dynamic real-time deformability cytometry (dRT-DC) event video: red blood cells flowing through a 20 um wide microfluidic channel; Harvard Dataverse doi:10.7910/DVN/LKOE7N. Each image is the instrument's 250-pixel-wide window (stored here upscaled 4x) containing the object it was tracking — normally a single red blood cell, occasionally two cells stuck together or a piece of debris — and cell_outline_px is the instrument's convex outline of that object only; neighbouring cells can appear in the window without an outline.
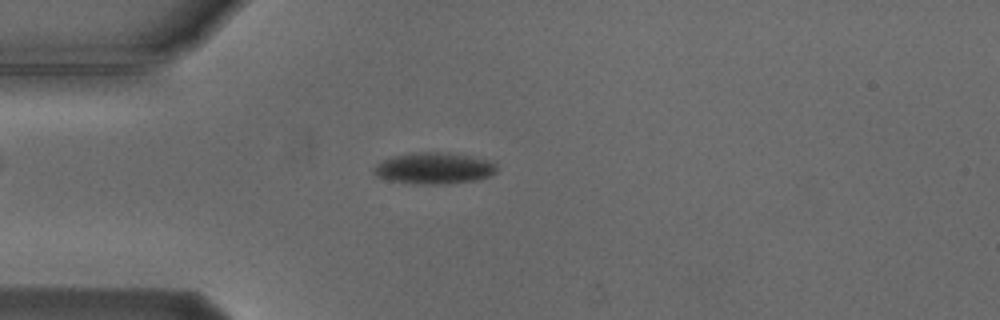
{"species": "Egyptian fruit bat (a non-hibernating species)", "species_latin": "Rousettus aegyptiacus", "temperature_condition": "cold", "stored_images_in_passage": 3, "camera_frame_rate_fps": 3000, "um_per_image_px": 0.085, "animal": {"sex": "male"}, "frame": {"image": 1, "passage_image": 2, "time_ms": 1.333, "image_size_px": [1000, 320], "cell_outline_px": [[496, 172], [488, 176], [476, 180], [448, 184], [420, 184], [388, 180], [376, 176], [372, 172], [372, 168], [376, 164], [392, 156], [412, 152], [448, 152], [492, 160], [496, 164]], "centroid_in_image_um": [36.88, 14.29], "position_along_channel_um": 48.1, "area_um2": 22.72}}